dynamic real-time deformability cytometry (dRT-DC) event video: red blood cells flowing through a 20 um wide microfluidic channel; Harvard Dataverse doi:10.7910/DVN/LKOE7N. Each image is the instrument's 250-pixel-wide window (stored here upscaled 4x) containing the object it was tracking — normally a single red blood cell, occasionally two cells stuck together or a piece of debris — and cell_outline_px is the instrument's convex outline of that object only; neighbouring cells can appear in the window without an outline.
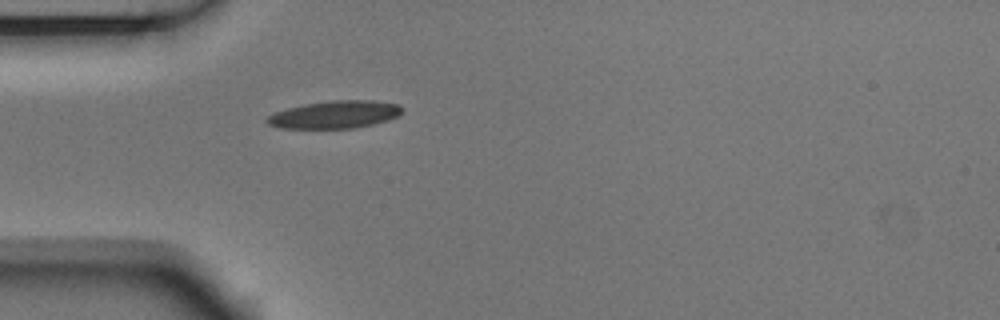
{"species": "Egyptian fruit bat (a non-hibernating species)", "species_latin": "Rousettus aegyptiacus", "temperature_condition": "room temperature", "stored_images_in_passage": 1, "camera_frame_rate_fps": 3000, "um_per_image_px": 0.085, "animal": {"sex": "male"}, "frame": {"image": 1, "passage_image": 1, "time_ms": 0.0, "image_size_px": [1000, 320], "cell_outline_px": [[404, 108], [400, 116], [388, 120], [356, 128], [280, 128], [268, 124], [264, 120], [268, 116], [276, 112], [288, 108], [304, 104], [332, 100], [372, 100], [400, 104]], "centroid_in_image_um": [28.51, 9.73], "position_along_channel_um": 56.5, "area_um2": 21.85}}